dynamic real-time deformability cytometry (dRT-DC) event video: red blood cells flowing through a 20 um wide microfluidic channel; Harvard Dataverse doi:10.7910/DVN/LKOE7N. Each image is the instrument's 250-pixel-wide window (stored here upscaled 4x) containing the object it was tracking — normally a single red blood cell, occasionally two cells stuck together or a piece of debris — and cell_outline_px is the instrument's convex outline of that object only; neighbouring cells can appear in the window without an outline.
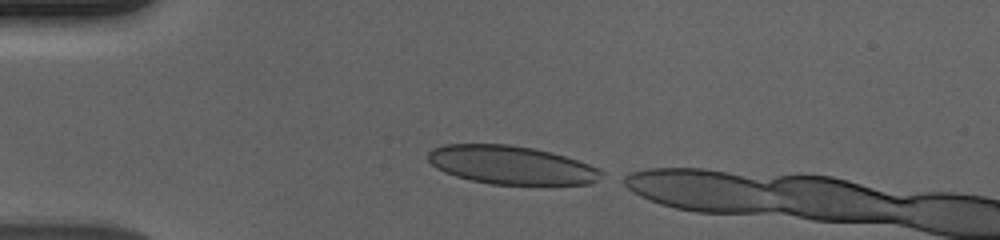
{"species": "human", "species_latin": "Homo sapiens", "temperature_condition": "cold", "stored_images_in_passage": 9, "camera_frame_rate_fps": 3000, "um_per_image_px": 0.085, "donor": {"sex": "male"}, "frame": {"image": 1, "passage_image": 1, "time_ms": 0.0, "image_size_px": [1000, 240], "cell_outline_px": [[604, 172], [592, 184], [492, 184], [472, 180], [456, 176], [444, 172], [436, 168], [428, 160], [428, 152], [432, 148], [444, 144], [508, 144], [532, 148], [552, 152], [600, 168]], "centroid_in_image_um": [43.43, 14.02], "position_along_channel_um": 41.6, "area_um2": 38.67}}
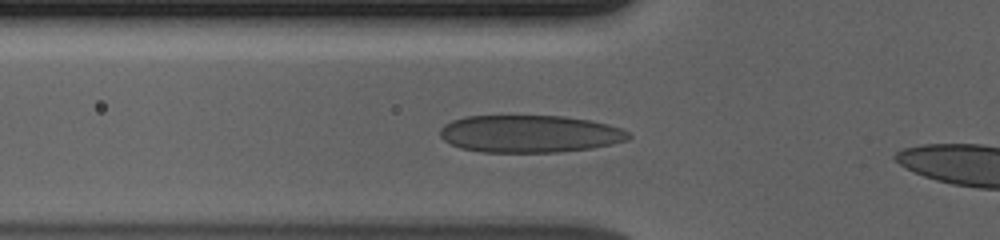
{"frame": {"image": 2, "passage_image": 7, "time_ms": 2.0, "image_size_px": [1000, 240], "cell_outline_px": [[632, 136], [628, 140], [612, 144], [592, 148], [560, 152], [484, 152], [460, 148], [444, 140], [440, 136], [440, 128], [444, 124], [452, 120], [464, 116], [564, 116], [592, 120], [608, 124], [620, 128], [628, 132]], "centroid_in_image_um": [45.04, 11.37], "position_along_channel_um": 80.8, "area_um2": 41.27}}